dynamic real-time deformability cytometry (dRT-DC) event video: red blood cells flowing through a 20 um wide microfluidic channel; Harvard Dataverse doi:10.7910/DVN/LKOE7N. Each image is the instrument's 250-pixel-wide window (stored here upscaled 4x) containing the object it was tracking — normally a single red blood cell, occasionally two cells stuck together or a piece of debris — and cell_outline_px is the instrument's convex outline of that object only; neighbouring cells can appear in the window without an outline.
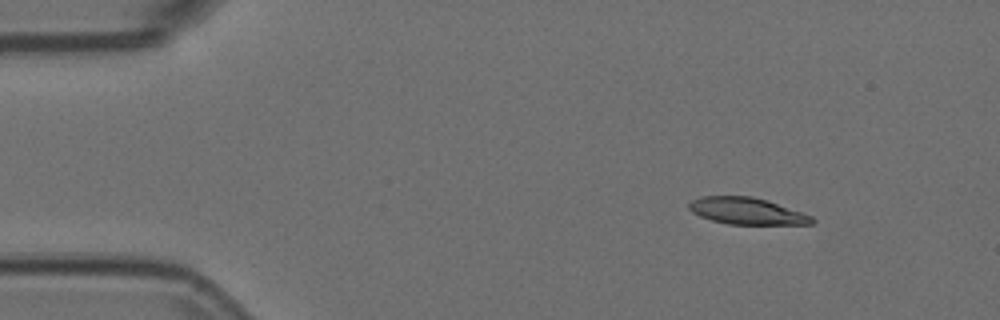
{"species": "Egyptian fruit bat (a non-hibernating species)", "species_latin": "Rousettus aegyptiacus", "temperature_condition": "room temperature", "stored_images_in_passage": 7, "camera_frame_rate_fps": 3000, "um_per_image_px": 0.085, "animal": {"sex": "female"}, "frame": {"image": 1, "passage_image": 2, "time_ms": 0.333, "image_size_px": [1000, 320], "cell_outline_px": [[816, 220], [812, 224], [728, 224], [712, 220], [700, 216], [692, 212], [688, 208], [688, 204], [692, 200], [700, 196], [752, 196], [768, 200], [804, 212], [812, 216]], "centroid_in_image_um": [63.5, 17.93], "position_along_channel_um": 21.5, "area_um2": 19.31}}
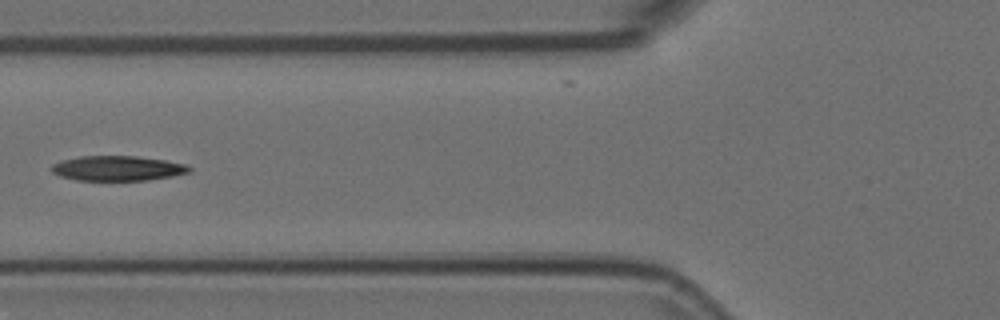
{"frame": {"image": 2, "passage_image": 6, "time_ms": 1.667, "image_size_px": [1000, 320], "cell_outline_px": [[192, 172], [172, 176], [148, 180], [76, 180], [60, 176], [52, 172], [52, 164], [64, 160], [80, 156], [136, 156], [164, 160], [188, 164], [192, 168]], "centroid_in_image_um": [10.05, 14.3], "position_along_channel_um": 115.8, "area_um2": 20.0}}
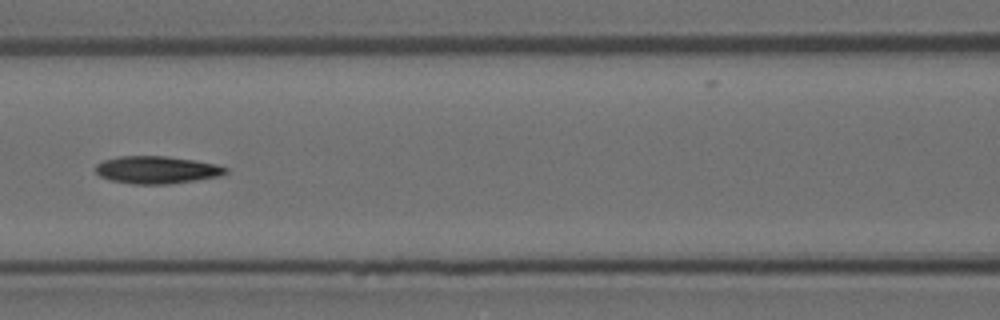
{"frame": {"image": 3, "passage_image": 7, "time_ms": 2.0, "image_size_px": [1000, 320], "cell_outline_px": [[228, 172], [220, 176], [196, 180], [168, 184], [132, 184], [108, 180], [100, 176], [96, 172], [96, 164], [104, 160], [120, 156], [164, 156], [196, 160], [216, 164], [228, 168]], "centroid_in_image_um": [13.33, 14.44], "position_along_channel_um": 153.3, "area_um2": 20.92}}